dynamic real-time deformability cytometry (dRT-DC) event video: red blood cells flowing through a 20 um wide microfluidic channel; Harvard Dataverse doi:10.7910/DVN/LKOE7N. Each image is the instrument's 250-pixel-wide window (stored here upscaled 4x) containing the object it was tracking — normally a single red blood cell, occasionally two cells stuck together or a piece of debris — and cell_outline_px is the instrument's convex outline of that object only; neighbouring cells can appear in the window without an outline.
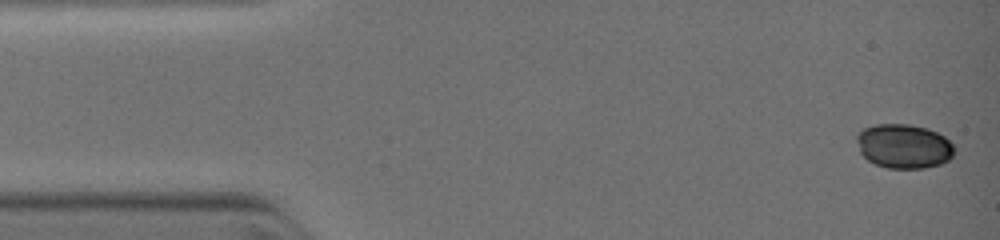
{"species": "common noctule bat (a hibernating species)", "species_latin": "Nyctalus noctula", "temperature_condition": "warm", "stored_images_in_passage": 8, "camera_frame_rate_fps": 3000, "um_per_image_px": 0.085, "animal": {"sex": "female", "body_mass_g": 19.0, "forearm_length_mm": 51.5}, "frame": {"image": 1, "passage_image": 1, "time_ms": 0.0, "image_size_px": [1000, 240], "cell_outline_px": [[956, 152], [948, 160], [940, 164], [920, 168], [888, 168], [876, 164], [868, 160], [860, 152], [856, 140], [856, 136], [864, 128], [876, 124], [908, 124], [928, 128], [944, 136], [956, 148]], "centroid_in_image_um": [76.84, 12.42], "position_along_channel_um": 8.2, "area_um2": 25.2}}
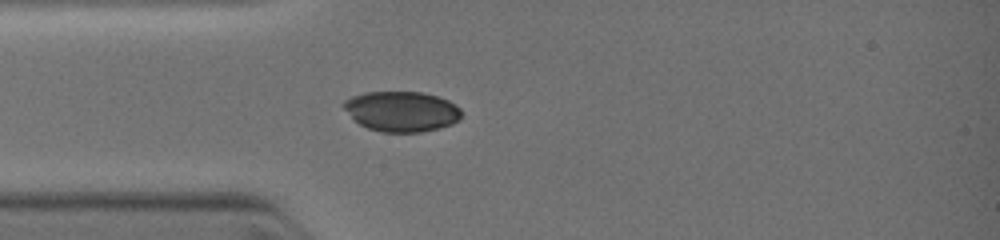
{"frame": {"image": 2, "passage_image": 6, "time_ms": 3.0, "image_size_px": [1000, 240], "cell_outline_px": [[460, 116], [452, 124], [420, 132], [380, 132], [368, 128], [360, 124], [344, 108], [344, 100], [352, 96], [364, 92], [420, 92], [436, 96], [448, 100], [456, 104], [460, 108]], "centroid_in_image_um": [34.13, 9.46], "position_along_channel_um": 50.9, "area_um2": 27.28}}